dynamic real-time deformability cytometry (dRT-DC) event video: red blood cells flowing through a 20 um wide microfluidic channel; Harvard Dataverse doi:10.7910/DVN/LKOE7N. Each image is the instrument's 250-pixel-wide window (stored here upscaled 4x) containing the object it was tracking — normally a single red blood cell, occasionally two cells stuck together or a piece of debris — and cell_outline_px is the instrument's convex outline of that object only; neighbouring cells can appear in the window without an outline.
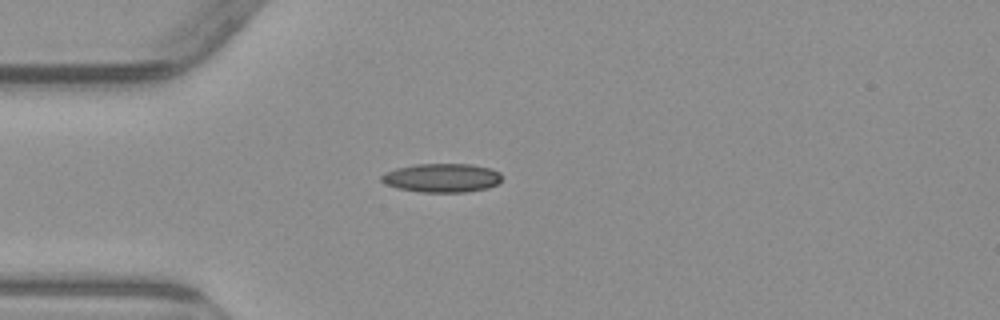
{"species": "common noctule bat (a hibernating species)", "species_latin": "Nyctalus noctula", "temperature_condition": "warm", "stored_images_in_passage": 4, "camera_frame_rate_fps": 3000, "um_per_image_px": 0.085, "animal": {"sex": "male", "body_mass_g": 23.1, "forearm_length_mm": 52.7}, "frame": {"image": 1, "passage_image": 3, "time_ms": 3.333, "image_size_px": [1000, 320], "cell_outline_px": [[500, 180], [496, 184], [488, 188], [464, 192], [420, 192], [400, 188], [384, 184], [380, 180], [380, 176], [384, 172], [396, 168], [416, 164], [472, 164], [492, 168], [500, 172]], "centroid_in_image_um": [37.54, 15.11], "position_along_channel_um": 47.5, "area_um2": 20.29}}